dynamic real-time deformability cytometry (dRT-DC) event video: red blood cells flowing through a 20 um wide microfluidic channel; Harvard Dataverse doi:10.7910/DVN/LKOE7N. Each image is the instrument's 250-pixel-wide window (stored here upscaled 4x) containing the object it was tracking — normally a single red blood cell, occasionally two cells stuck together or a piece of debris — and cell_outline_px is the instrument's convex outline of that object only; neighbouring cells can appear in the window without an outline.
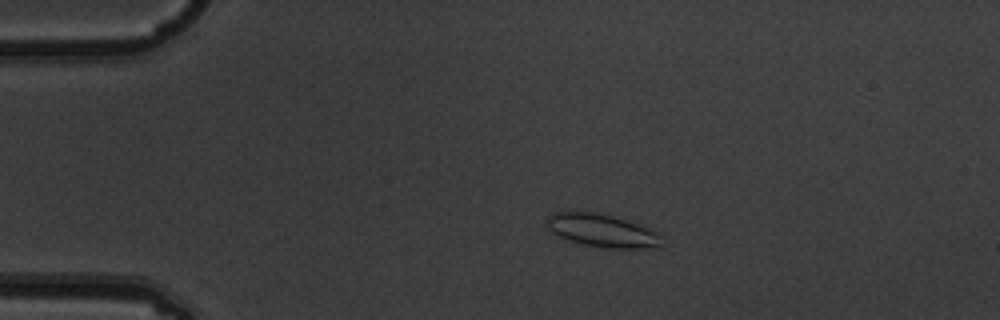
{"species": "common noctule bat (a hibernating species)", "species_latin": "Nyctalus noctula", "temperature_condition": "warm", "stored_images_in_passage": 6, "camera_frame_rate_fps": 3000, "um_per_image_px": 0.085, "animal": {"sex": "male", "body_mass_g": 19.5, "forearm_length_mm": 54.6}, "frame": {"image": 1, "passage_image": 3, "time_ms": 0.667, "image_size_px": [1000, 320], "cell_outline_px": [[660, 236], [656, 244], [644, 248], [608, 248], [584, 244], [560, 236], [552, 232], [548, 228], [548, 216], [556, 212], [596, 212], [628, 220], [640, 224], [660, 232]], "centroid_in_image_um": [51.17, 19.57], "position_along_channel_um": 33.8, "area_um2": 21.44}}
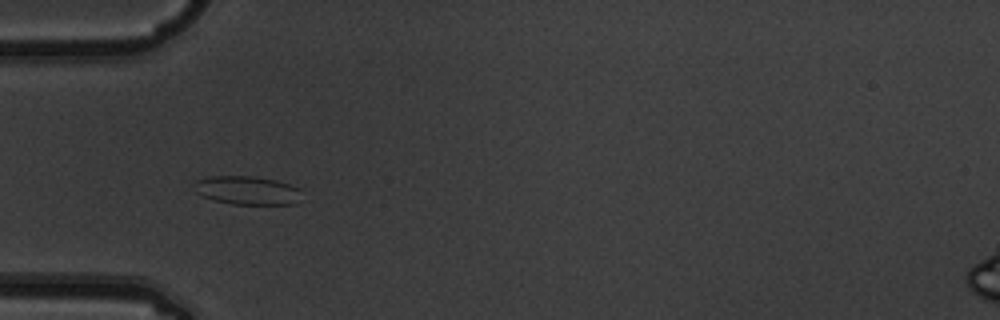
{"frame": {"image": 2, "passage_image": 5, "time_ms": 1.333, "image_size_px": [1000, 320], "cell_outline_px": [[300, 188], [296, 204], [232, 204], [200, 196], [196, 192], [192, 184], [196, 180], [208, 176], [252, 176], [276, 180]], "centroid_in_image_um": [20.94, 16.17], "position_along_channel_um": 64.1, "area_um2": 17.86}}
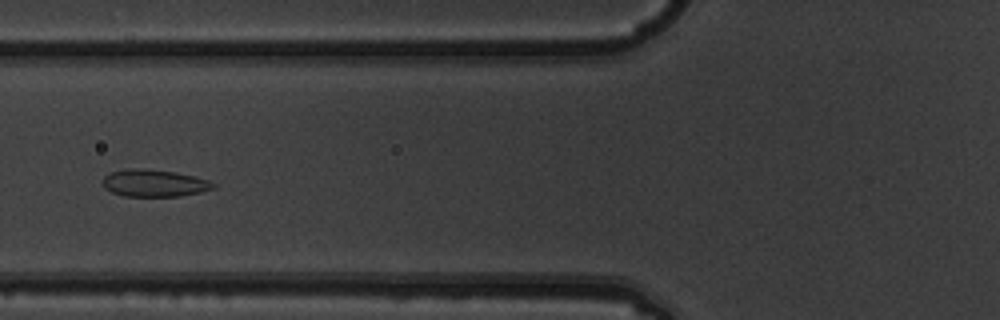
{"frame": {"image": 3, "passage_image": 6, "time_ms": 1.667, "image_size_px": [1000, 320], "cell_outline_px": [[216, 188], [200, 192], [180, 196], [124, 196], [112, 192], [104, 188], [104, 176], [112, 172], [128, 168], [144, 168], [176, 172], [196, 176], [208, 180], [216, 184]], "centroid_in_image_um": [13.14, 15.56], "position_along_channel_um": 112.7, "area_um2": 17.57}}